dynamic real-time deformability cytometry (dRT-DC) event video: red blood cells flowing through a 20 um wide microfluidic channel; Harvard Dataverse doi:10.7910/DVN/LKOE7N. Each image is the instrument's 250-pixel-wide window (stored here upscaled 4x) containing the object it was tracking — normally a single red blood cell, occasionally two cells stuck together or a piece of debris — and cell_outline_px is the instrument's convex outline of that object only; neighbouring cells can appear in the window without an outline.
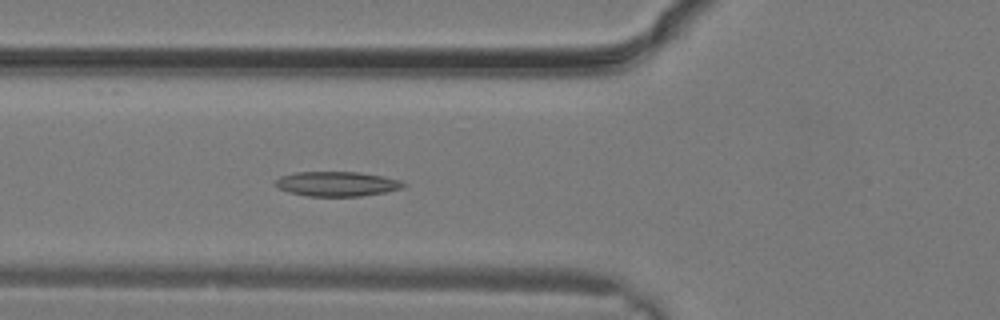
{"species": "common noctule bat (a hibernating species)", "species_latin": "Nyctalus noctula", "temperature_condition": "warm", "stored_images_in_passage": 10, "camera_frame_rate_fps": 3000, "um_per_image_px": 0.085, "animal": {"sex": "male", "body_mass_g": 19.2, "forearm_length_mm": 51.8}, "frame": {"image": 1, "passage_image": 10, "time_ms": 3.0, "image_size_px": [1000, 320], "cell_outline_px": [[408, 184], [404, 188], [384, 192], [360, 196], [308, 196], [288, 192], [276, 188], [272, 184], [280, 176], [296, 172], [360, 172], [400, 180]], "centroid_in_image_um": [28.6, 15.63], "position_along_channel_um": 97.2, "area_um2": 18.55}}